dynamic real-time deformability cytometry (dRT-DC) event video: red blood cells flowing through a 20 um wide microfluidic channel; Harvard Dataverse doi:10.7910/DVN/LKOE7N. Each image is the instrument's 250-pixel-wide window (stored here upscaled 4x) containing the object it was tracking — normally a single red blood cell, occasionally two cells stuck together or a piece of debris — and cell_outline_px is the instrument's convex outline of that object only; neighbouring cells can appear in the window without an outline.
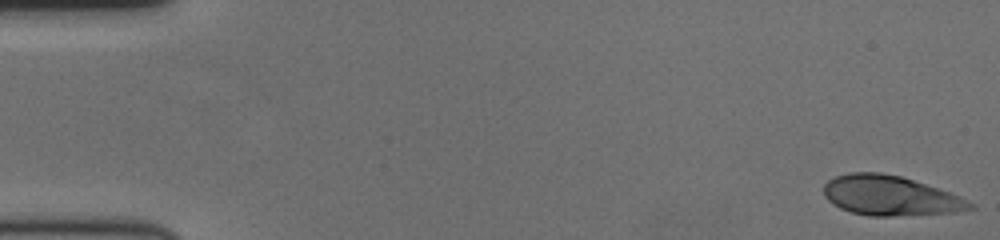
{"species": "human", "species_latin": "Homo sapiens", "temperature_condition": "cold", "stored_images_in_passage": 59, "camera_frame_rate_fps": 3000, "um_per_image_px": 0.085, "donor": {"sex": "female"}, "frame": {"image": 1, "passage_image": 1, "time_ms": 0.0, "image_size_px": [1000, 240], "cell_outline_px": [[976, 208], [956, 212], [888, 216], [868, 216], [852, 212], [840, 208], [832, 204], [824, 196], [824, 184], [828, 180], [836, 176], [848, 172], [880, 172], [900, 176], [948, 192], [976, 204]], "centroid_in_image_um": [75.63, 16.63], "position_along_channel_um": 9.4, "area_um2": 33.7}}
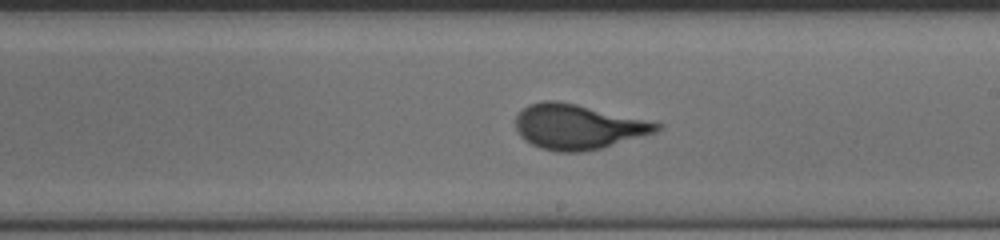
{"frame": {"image": 2, "passage_image": 34, "time_ms": 11.0, "image_size_px": [1000, 240], "cell_outline_px": [[664, 124], [656, 132], [600, 148], [580, 152], [556, 152], [540, 148], [524, 140], [520, 136], [516, 128], [516, 116], [528, 104], [544, 100], [556, 100], [576, 104]], "centroid_in_image_um": [49.08, 10.77], "position_along_channel_um": 239.9, "area_um2": 36.65}}
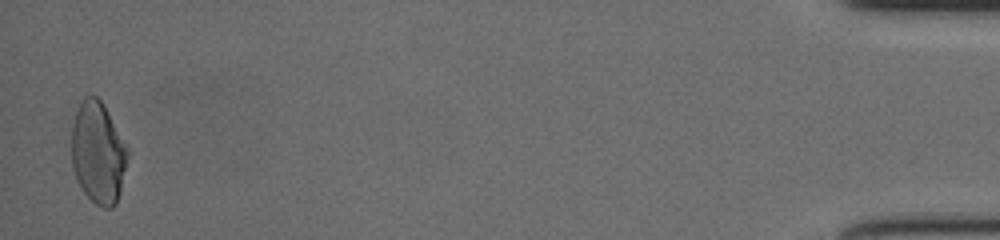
{"frame": {"image": 3, "passage_image": 58, "time_ms": 19.0, "image_size_px": [1000, 240], "cell_outline_px": [[132, 152], [120, 192], [116, 204], [112, 208], [104, 208], [96, 204], [84, 192], [76, 180], [72, 164], [72, 124], [76, 112], [84, 96], [96, 96], [104, 104]], "centroid_in_image_um": [8.39, 12.99], "position_along_channel_um": 426.8, "area_um2": 33.99}, "authors_computed_cell_mechanics": {"area_um2": 35.258, "velocity_mm_per_s": 3.4774, "shape_relaxation_time_tau1_ms": 5.4772, "shape_relaxation_time_tau2_ms": null, "deformation_change_tau1": 0.1879, "deformation_change_tau2": null}}